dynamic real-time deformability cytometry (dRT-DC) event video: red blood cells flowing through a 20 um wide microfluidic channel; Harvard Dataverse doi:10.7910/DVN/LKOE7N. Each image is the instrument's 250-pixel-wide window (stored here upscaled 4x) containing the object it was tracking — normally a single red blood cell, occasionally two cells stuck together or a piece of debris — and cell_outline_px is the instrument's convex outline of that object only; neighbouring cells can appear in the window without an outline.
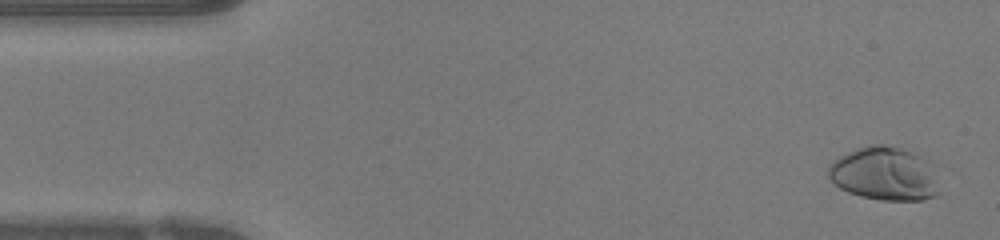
{"species": "human", "species_latin": "Homo sapiens", "temperature_condition": "warm", "stored_images_in_passage": 48, "camera_frame_rate_fps": 3000, "um_per_image_px": 0.085, "donor": {"sex": "female"}, "frame": {"image": 1, "passage_image": 2, "time_ms": 0.333, "image_size_px": [1000, 240], "cell_outline_px": [[940, 192], [936, 196], [924, 200], [880, 200], [860, 196], [848, 192], [840, 188], [828, 176], [828, 168], [840, 156], [856, 148], [872, 144], [884, 144], [900, 148], [920, 156]], "centroid_in_image_um": [75.09, 14.79], "position_along_channel_um": 9.9, "area_um2": 33.58}}
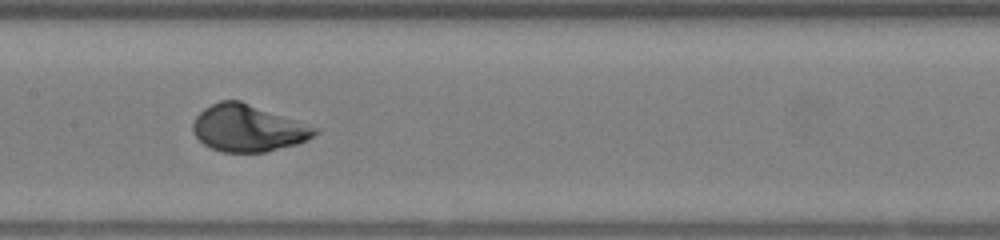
{"frame": {"image": 2, "passage_image": 23, "time_ms": 7.333, "image_size_px": [1000, 240], "cell_outline_px": [[320, 132], [296, 144], [264, 152], [224, 152], [212, 148], [204, 144], [192, 132], [192, 124], [196, 116], [204, 108], [220, 100], [240, 100], [320, 128]], "centroid_in_image_um": [21.07, 10.88], "position_along_channel_um": 186.3, "area_um2": 33.18}}
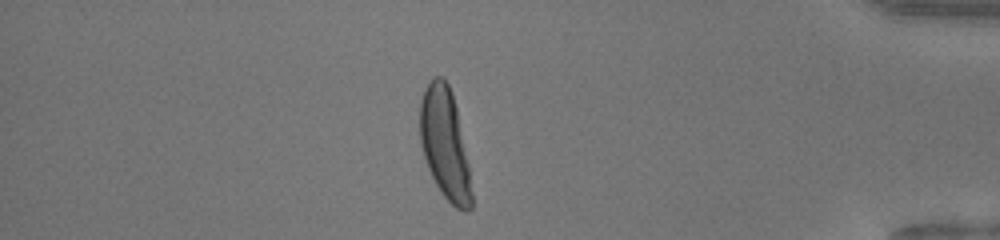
{"frame": {"image": 3, "passage_image": 41, "time_ms": 13.333, "image_size_px": [1000, 240], "cell_outline_px": [[472, 208], [468, 212], [464, 212], [456, 208], [444, 196], [436, 184], [428, 168], [424, 156], [420, 140], [420, 100], [432, 76], [444, 76], [452, 92], [456, 108], [468, 164], [472, 192]], "centroid_in_image_um": [37.81, 12.23], "position_along_channel_um": 397.4, "area_um2": 33.06}}